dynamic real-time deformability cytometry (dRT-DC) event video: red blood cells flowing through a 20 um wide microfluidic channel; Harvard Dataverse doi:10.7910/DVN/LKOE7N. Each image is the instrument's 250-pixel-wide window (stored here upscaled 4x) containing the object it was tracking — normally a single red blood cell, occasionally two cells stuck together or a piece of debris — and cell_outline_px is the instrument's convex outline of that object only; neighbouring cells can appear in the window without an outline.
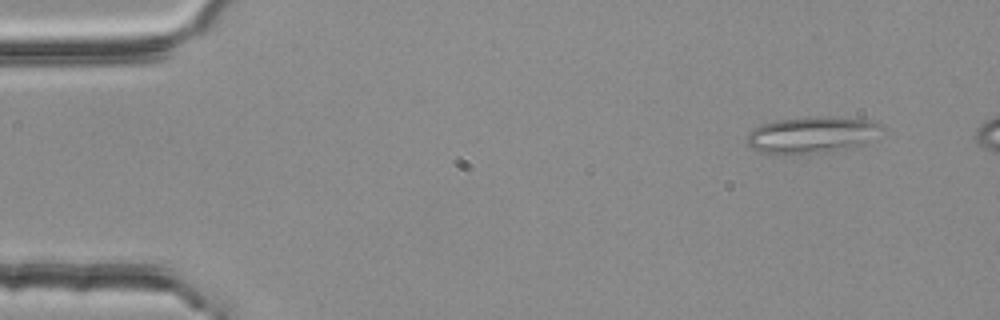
{"species": "common noctule bat (a hibernating species)", "species_latin": "Nyctalus noctula", "temperature_condition": "room temperature", "stored_images_in_passage": 52, "segment_of_instrument_passage": [1, 3], "camera_frame_rate_fps": 3000, "um_per_image_px": 0.085, "animal": {"sex": "female", "body_mass_g": 25.1}, "frame": {"image": 1, "passage_image": 1, "time_ms": 0.0, "image_size_px": [1000, 320], "cell_outline_px": [[888, 128], [864, 144], [848, 148], [824, 152], [784, 156], [756, 152], [748, 148], [748, 132], [752, 128], [760, 124], [776, 120], [816, 116], [824, 116], [868, 120], [880, 124]], "centroid_in_image_um": [68.96, 11.48], "position_along_channel_um": 16.0, "area_um2": 29.48}}